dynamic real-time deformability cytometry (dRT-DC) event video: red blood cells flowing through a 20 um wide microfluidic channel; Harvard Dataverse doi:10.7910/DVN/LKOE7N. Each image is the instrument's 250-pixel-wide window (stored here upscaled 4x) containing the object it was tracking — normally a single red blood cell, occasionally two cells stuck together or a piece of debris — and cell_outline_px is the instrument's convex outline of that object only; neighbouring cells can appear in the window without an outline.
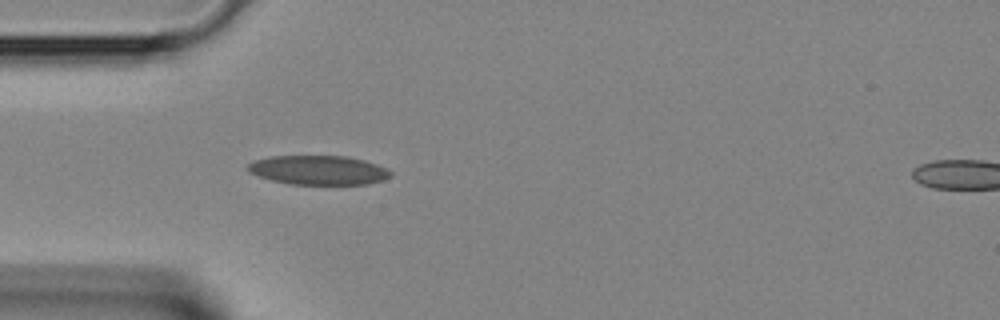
{"species": "Egyptian fruit bat (a non-hibernating species)", "species_latin": "Rousettus aegyptiacus", "temperature_condition": "room temperature", "stored_images_in_passage": 3, "camera_frame_rate_fps": 3000, "um_per_image_px": 0.085, "animal": {"sex": "female"}, "frame": {"image": 1, "passage_image": 2, "time_ms": 0.333, "image_size_px": [1000, 320], "cell_outline_px": [[392, 176], [368, 184], [292, 184], [272, 180], [248, 172], [248, 164], [256, 160], [268, 156], [348, 156], [364, 160], [388, 168], [392, 172]], "centroid_in_image_um": [27.09, 14.45], "position_along_channel_um": 57.9, "area_um2": 24.22}}